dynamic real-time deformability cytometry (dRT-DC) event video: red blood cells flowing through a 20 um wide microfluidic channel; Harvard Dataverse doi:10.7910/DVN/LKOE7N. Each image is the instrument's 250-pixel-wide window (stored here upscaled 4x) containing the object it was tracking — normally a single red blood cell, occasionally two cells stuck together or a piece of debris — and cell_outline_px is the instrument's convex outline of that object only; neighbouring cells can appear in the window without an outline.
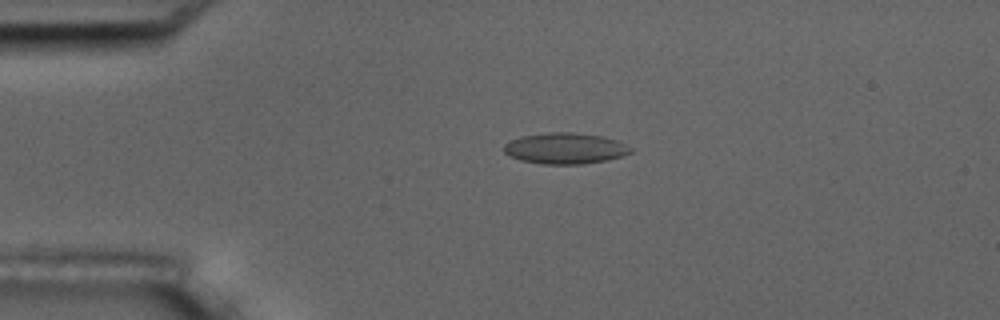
{"species": "common noctule bat (a hibernating species)", "species_latin": "Nyctalus noctula", "temperature_condition": "room temperature", "stored_images_in_passage": 45, "camera_frame_rate_fps": 3000, "um_per_image_px": 0.085, "animal": {"sex": "male", "body_mass_g": 17.5, "forearm_length_mm": 52.3}, "frame": {"image": 1, "passage_image": 2, "time_ms": 0.333, "image_size_px": [1000, 320], "cell_outline_px": [[632, 152], [608, 160], [580, 164], [540, 164], [520, 160], [508, 156], [504, 152], [504, 144], [512, 140], [524, 136], [552, 132], [572, 132], [600, 136], [616, 140], [632, 148]], "centroid_in_image_um": [48.02, 12.62], "position_along_channel_um": 37.0, "area_um2": 22.72}}
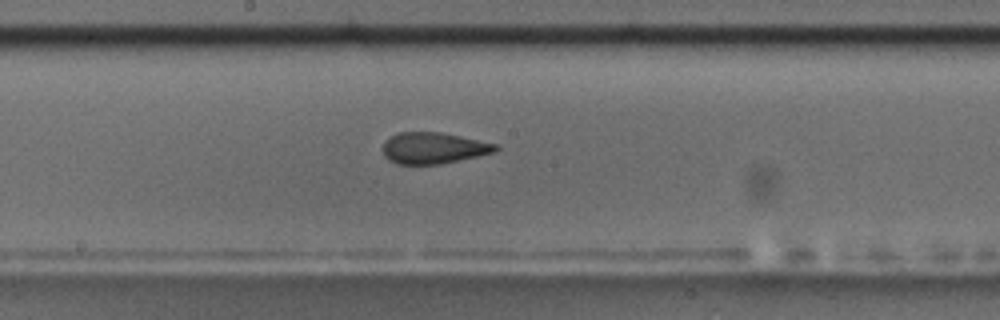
{"frame": {"image": 2, "passage_image": 19, "time_ms": 6.0, "image_size_px": [1000, 320], "cell_outline_px": [[500, 148], [496, 152], [440, 164], [396, 164], [388, 160], [384, 156], [380, 148], [384, 140], [400, 132], [440, 132], [500, 144]], "centroid_in_image_um": [36.83, 12.58], "position_along_channel_um": 211.4, "area_um2": 20.87}}
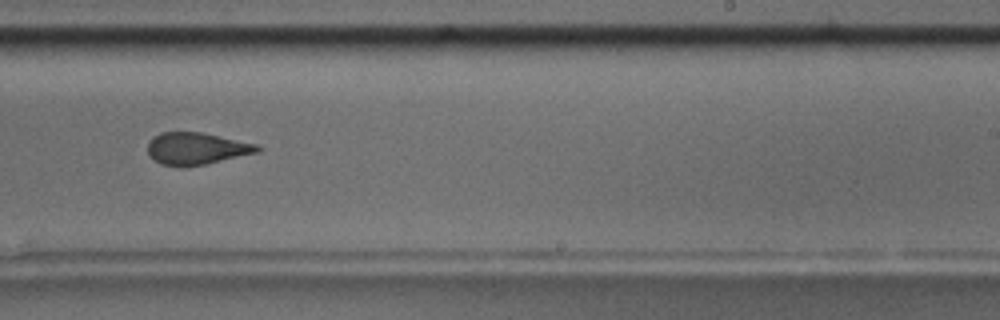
{"frame": {"image": 3, "passage_image": 24, "time_ms": 7.667, "image_size_px": [1000, 320], "cell_outline_px": [[260, 152], [204, 164], [184, 168], [180, 168], [160, 164], [148, 152], [148, 140], [152, 136], [160, 132], [200, 132], [256, 144], [260, 148]], "centroid_in_image_um": [16.65, 12.64], "position_along_channel_um": 272.3, "area_um2": 20.52}, "authors_computed_cell_mechanics": {"area_um2": 21.5016, "velocity_mm_per_s": 3.6665, "shape_relaxation_time_tau1_ms": null, "shape_relaxation_time_tau2_ms": 1.5572, "deformation_change_tau1": null, "deformation_change_tau2": 0.0858}}